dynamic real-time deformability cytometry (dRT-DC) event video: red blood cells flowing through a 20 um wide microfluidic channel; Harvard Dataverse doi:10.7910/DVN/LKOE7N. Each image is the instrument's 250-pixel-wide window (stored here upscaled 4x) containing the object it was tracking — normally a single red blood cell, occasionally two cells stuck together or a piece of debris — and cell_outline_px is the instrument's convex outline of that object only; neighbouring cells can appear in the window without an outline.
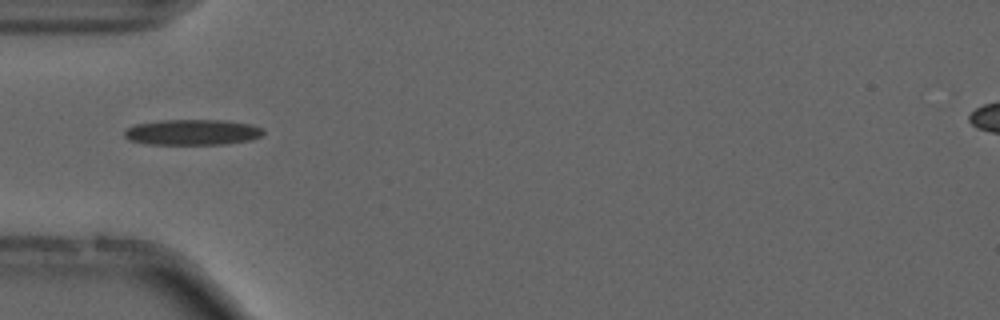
{"species": "common noctule bat (a hibernating species)", "species_latin": "Nyctalus noctula", "temperature_condition": "cold", "stored_images_in_passage": 34, "camera_frame_rate_fps": 3000, "um_per_image_px": 0.085, "animal": {"sex": "male", "forearm_length_mm": 52.5}, "frame": {"image": 1, "passage_image": 1, "time_ms": 0.0, "image_size_px": [1000, 320], "cell_outline_px": [[264, 132], [260, 136], [252, 140], [224, 144], [144, 144], [128, 140], [124, 136], [124, 132], [128, 128], [136, 124], [164, 120], [220, 120], [252, 124], [264, 128]], "centroid_in_image_um": [16.37, 11.24], "position_along_channel_um": 68.6, "area_um2": 20.81}, "authors_computed_cell_mechanics": {"area_um2": 19.4208, "velocity_mm_per_s": 3.7311, "shape_relaxation_time_tau1_ms": null, "shape_relaxation_time_tau2_ms": 8.2414, "deformation_change_tau1": null, "deformation_change_tau2": 0.2307}}